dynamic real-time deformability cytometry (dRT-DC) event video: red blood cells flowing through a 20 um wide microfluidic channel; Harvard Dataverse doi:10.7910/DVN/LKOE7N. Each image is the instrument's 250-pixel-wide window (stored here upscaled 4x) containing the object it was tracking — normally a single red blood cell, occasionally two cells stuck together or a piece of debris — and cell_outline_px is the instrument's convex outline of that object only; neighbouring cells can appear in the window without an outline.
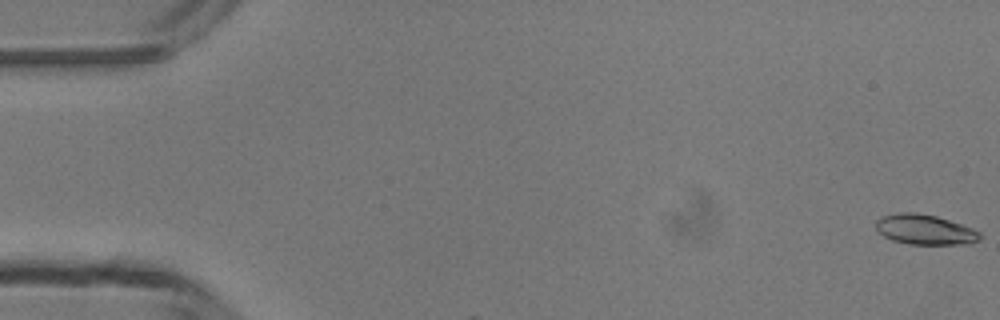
{"species": "common noctule bat (a hibernating species)", "species_latin": "Nyctalus noctula", "temperature_condition": "room temperature", "stored_images_in_passage": 5, "camera_frame_rate_fps": 3000, "um_per_image_px": 0.085, "animal": {"sex": "male", "body_mass_g": 13.3}, "frame": {"image": 1, "passage_image": 1, "time_ms": 0.0, "image_size_px": [1000, 320], "cell_outline_px": [[980, 240], [968, 244], [908, 244], [892, 240], [884, 236], [876, 228], [876, 220], [880, 216], [900, 212], [916, 212], [936, 216], [972, 228], [980, 232]], "centroid_in_image_um": [78.6, 19.51], "position_along_channel_um": 6.4, "area_um2": 18.21}}